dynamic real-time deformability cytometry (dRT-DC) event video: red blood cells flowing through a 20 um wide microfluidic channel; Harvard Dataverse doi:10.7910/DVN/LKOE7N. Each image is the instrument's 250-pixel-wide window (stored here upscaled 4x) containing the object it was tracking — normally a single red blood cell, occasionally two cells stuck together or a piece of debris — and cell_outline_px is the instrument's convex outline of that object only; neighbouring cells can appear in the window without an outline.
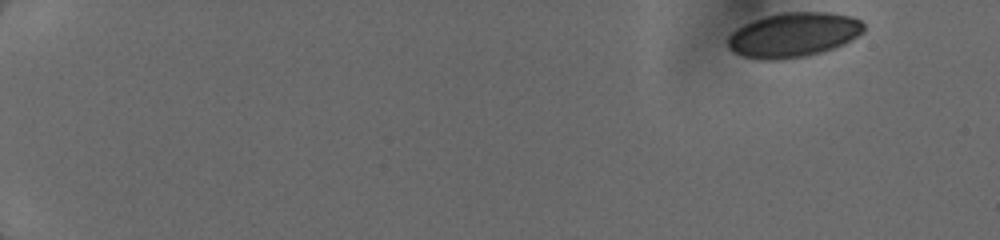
{"species": "human", "species_latin": "Homo sapiens", "temperature_condition": "cold", "stored_images_in_passage": 12, "camera_frame_rate_fps": 3000, "um_per_image_px": 0.085, "donor": {"sex": "female"}, "frame": {"image": 1, "passage_image": 1, "time_ms": 0.0, "image_size_px": [1000, 240], "cell_outline_px": [[864, 32], [852, 40], [844, 44], [820, 52], [804, 56], [776, 60], [760, 60], [744, 56], [728, 48], [728, 36], [736, 28], [744, 24], [780, 12], [828, 12], [852, 16], [860, 20], [864, 24]], "centroid_in_image_um": [67.47, 2.96], "position_along_channel_um": 17.5, "area_um2": 35.2}}
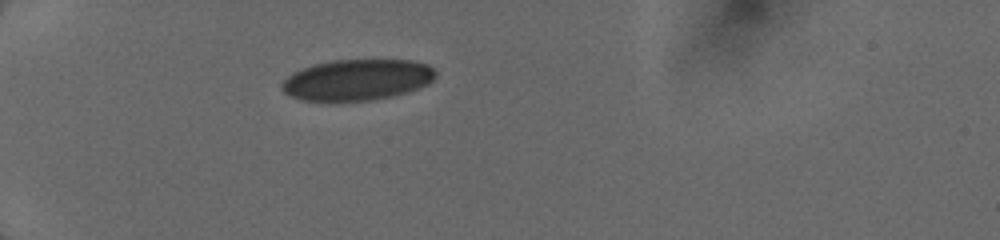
{"frame": {"image": 2, "passage_image": 9, "time_ms": 4.333, "image_size_px": [1000, 240], "cell_outline_px": [[436, 76], [428, 84], [392, 96], [368, 100], [300, 100], [288, 96], [280, 88], [280, 84], [292, 72], [312, 64], [332, 60], [412, 60], [428, 64], [436, 72]], "centroid_in_image_um": [30.31, 6.77], "position_along_channel_um": 54.7, "area_um2": 36.65}}
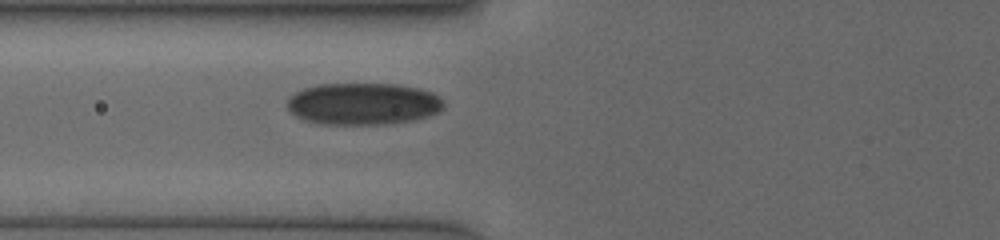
{"frame": {"image": 3, "passage_image": 12, "time_ms": 6.0, "image_size_px": [1000, 240], "cell_outline_px": [[444, 108], [440, 112], [428, 116], [412, 120], [380, 124], [320, 124], [304, 120], [296, 116], [288, 108], [288, 100], [296, 92], [304, 88], [320, 84], [400, 84], [420, 88], [432, 92], [444, 100]], "centroid_in_image_um": [30.91, 8.82], "position_along_channel_um": 94.9, "area_um2": 38.26}}